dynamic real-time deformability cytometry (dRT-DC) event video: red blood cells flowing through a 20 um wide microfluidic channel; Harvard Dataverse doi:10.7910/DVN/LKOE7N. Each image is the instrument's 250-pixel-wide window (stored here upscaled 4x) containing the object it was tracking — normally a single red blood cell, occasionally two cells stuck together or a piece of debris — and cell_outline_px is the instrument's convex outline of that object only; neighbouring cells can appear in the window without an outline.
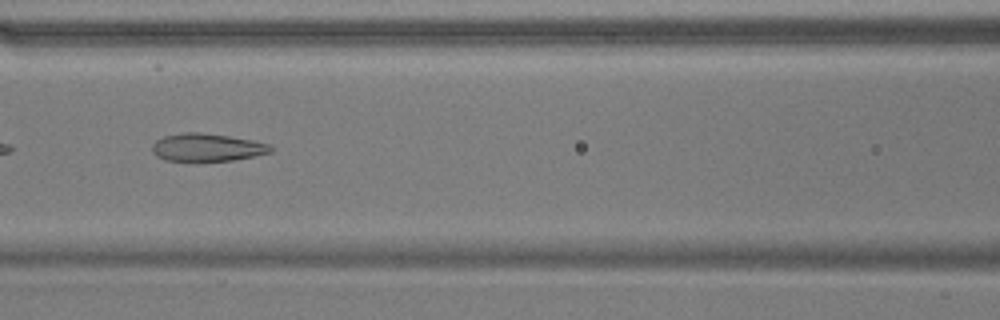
{"species": "common noctule bat (a hibernating species)", "species_latin": "Nyctalus noctula", "temperature_condition": "warm", "stored_images_in_passage": 36, "camera_frame_rate_fps": 3000, "um_per_image_px": 0.085, "animal": {"sex": "male", "body_mass_g": 17.9}, "frame": {"image": 1, "passage_image": 13, "time_ms": 4.0, "image_size_px": [1000, 320], "cell_outline_px": [[272, 152], [232, 160], [164, 160], [156, 156], [152, 152], [152, 144], [156, 140], [164, 136], [184, 132], [200, 132], [228, 136], [252, 140], [272, 144]], "centroid_in_image_um": [17.59, 12.51], "position_along_channel_um": 149.0, "area_um2": 19.02}}
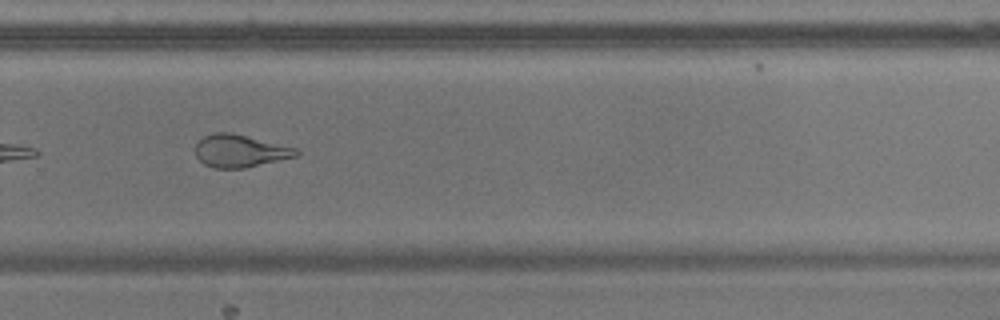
{"frame": {"image": 2, "passage_image": 26, "time_ms": 8.333, "image_size_px": [1000, 320], "cell_outline_px": [[300, 152], [296, 156], [244, 168], [212, 168], [204, 164], [196, 156], [196, 144], [204, 136], [212, 132], [228, 132], [296, 148]], "centroid_in_image_um": [20.35, 12.83], "position_along_channel_um": 309.4, "area_um2": 18.79}, "authors_computed_cell_mechanics": {"area_um2": 19.3919, "velocity_mm_per_s": 3.7105, "shape_relaxation_time_tau1_ms": null, "shape_relaxation_time_tau2_ms": 1.9017, "deformation_change_tau1": null, "deformation_change_tau2": 0.1125}}